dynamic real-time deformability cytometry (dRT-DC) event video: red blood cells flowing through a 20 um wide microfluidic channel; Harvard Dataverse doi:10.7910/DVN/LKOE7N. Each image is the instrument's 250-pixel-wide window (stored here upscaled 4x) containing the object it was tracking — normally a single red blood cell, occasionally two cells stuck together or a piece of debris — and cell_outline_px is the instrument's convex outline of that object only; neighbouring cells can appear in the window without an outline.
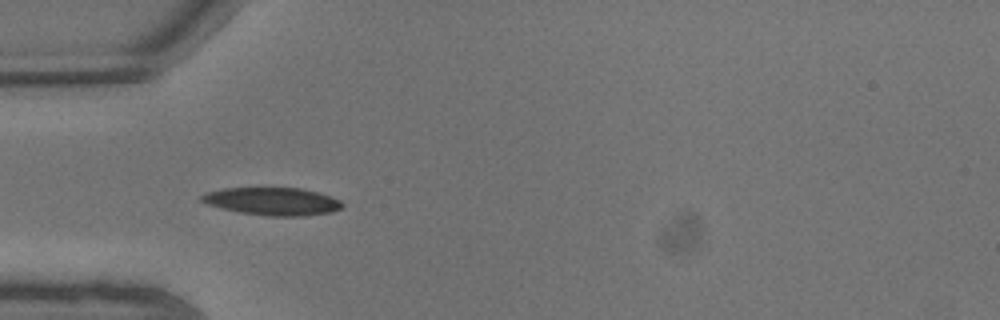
{"species": "common noctule bat (a hibernating species)", "species_latin": "Nyctalus noctula", "temperature_condition": "warm", "stored_images_in_passage": 4, "camera_frame_rate_fps": 3000, "um_per_image_px": 0.085, "animal": {"sex": "male", "body_mass_g": 13.3}, "frame": {"image": 1, "passage_image": 3, "time_ms": 0.667, "image_size_px": [1000, 320], "cell_outline_px": [[344, 204], [340, 208], [332, 212], [304, 216], [264, 216], [240, 212], [220, 208], [208, 204], [200, 200], [200, 196], [208, 192], [224, 188], [300, 188], [332, 196], [340, 200]], "centroid_in_image_um": [23.17, 17.12], "position_along_channel_um": 61.8, "area_um2": 22.72}}
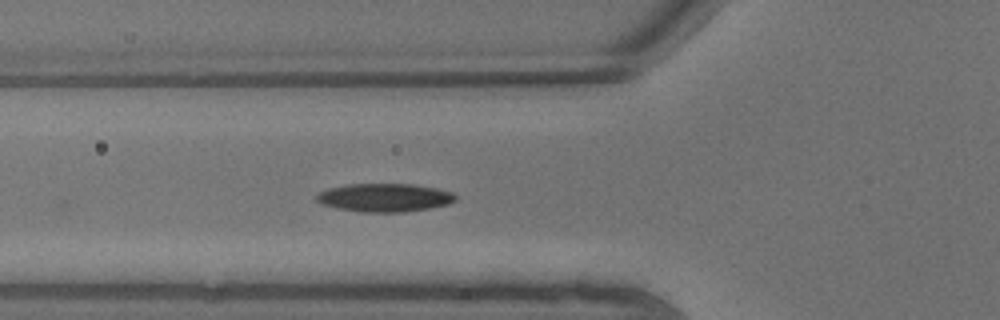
{"frame": {"image": 2, "passage_image": 4, "time_ms": 1.0, "image_size_px": [1000, 320], "cell_outline_px": [[456, 200], [448, 204], [428, 208], [400, 212], [364, 212], [336, 208], [320, 204], [316, 200], [316, 196], [320, 192], [328, 188], [348, 184], [412, 184], [436, 188], [452, 192], [456, 196]], "centroid_in_image_um": [32.66, 16.79], "position_along_channel_um": 93.1, "area_um2": 22.83}}